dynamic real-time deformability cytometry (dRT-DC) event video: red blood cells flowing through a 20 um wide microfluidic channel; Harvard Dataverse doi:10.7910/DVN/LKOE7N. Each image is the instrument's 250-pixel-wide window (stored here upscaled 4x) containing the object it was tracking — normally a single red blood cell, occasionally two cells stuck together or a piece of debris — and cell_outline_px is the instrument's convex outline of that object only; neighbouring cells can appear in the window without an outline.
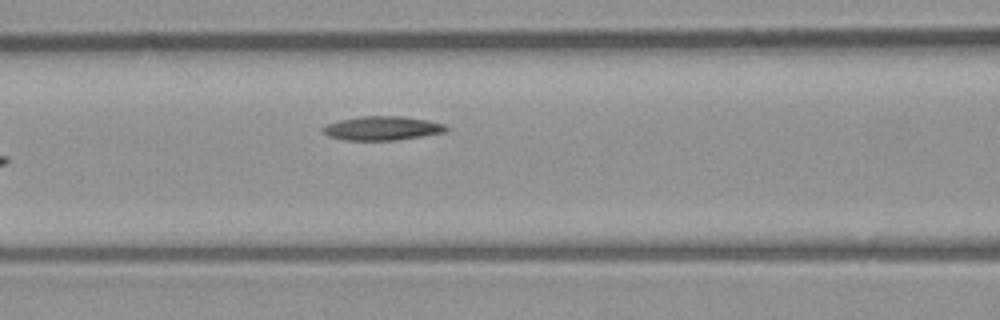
{"species": "common noctule bat (a hibernating species)", "species_latin": "Nyctalus noctula", "temperature_condition": "room temperature", "stored_images_in_passage": 6, "camera_frame_rate_fps": 3000, "um_per_image_px": 0.085, "animal": {"sex": "male", "body_mass_g": 23.1, "forearm_length_mm": 52.7}, "frame": {"image": 1, "passage_image": 6, "time_ms": 6.0, "image_size_px": [1000, 320], "cell_outline_px": [[448, 128], [444, 132], [396, 140], [344, 140], [328, 136], [320, 128], [324, 124], [340, 120], [360, 116], [404, 116], [428, 120], [444, 124]], "centroid_in_image_um": [32.44, 10.89], "position_along_channel_um": 134.2, "area_um2": 17.22}}